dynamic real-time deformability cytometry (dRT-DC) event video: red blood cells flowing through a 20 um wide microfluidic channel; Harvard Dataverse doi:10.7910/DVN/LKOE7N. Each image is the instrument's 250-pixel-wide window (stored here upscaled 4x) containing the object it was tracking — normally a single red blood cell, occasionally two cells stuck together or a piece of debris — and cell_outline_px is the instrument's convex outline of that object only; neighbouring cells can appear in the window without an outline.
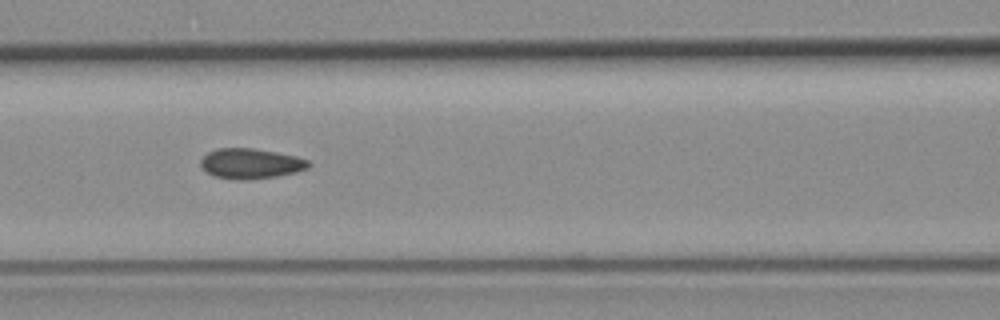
{"species": "common noctule bat (a hibernating species)", "species_latin": "Nyctalus noctula", "temperature_condition": "room temperature", "stored_images_in_passage": 30, "camera_frame_rate_fps": 3000, "um_per_image_px": 0.085, "animal": {"sex": "female", "body_mass_g": 19.3, "forearm_length_mm": 54.1}, "frame": {"image": 1, "passage_image": 22, "time_ms": 7.0, "image_size_px": [1000, 320], "cell_outline_px": [[312, 164], [308, 168], [296, 172], [276, 176], [244, 180], [236, 180], [216, 176], [208, 172], [200, 164], [200, 160], [208, 152], [216, 148], [252, 148], [276, 152], [296, 156], [308, 160]], "centroid_in_image_um": [21.33, 13.89], "position_along_channel_um": 145.3, "area_um2": 18.9}}